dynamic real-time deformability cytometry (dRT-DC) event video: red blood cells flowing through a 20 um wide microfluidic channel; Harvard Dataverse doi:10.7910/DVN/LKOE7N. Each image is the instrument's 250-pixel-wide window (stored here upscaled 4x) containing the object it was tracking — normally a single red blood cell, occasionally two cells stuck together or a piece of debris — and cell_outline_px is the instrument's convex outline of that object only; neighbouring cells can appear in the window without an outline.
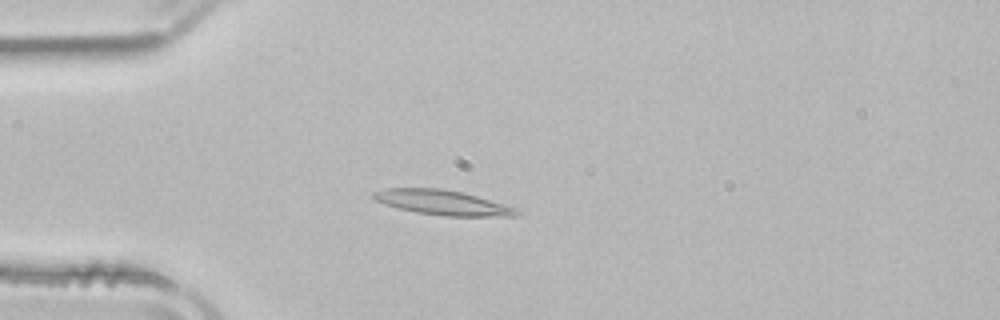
{"species": "common noctule bat (a hibernating species)", "species_latin": "Nyctalus noctula", "temperature_condition": "room temperature", "stored_images_in_passage": 48, "camera_frame_rate_fps": 3000, "um_per_image_px": 0.085, "animal": {"sex": "male", "body_mass_g": 21.5, "forearm_length_mm": 52.0}, "frame": {"image": 1, "passage_image": 10, "time_ms": 3.0, "image_size_px": [1000, 320], "cell_outline_px": [[524, 212], [520, 216], [444, 216], [416, 212], [384, 204], [376, 200], [372, 196], [372, 192], [384, 188], [440, 188], [464, 192], [516, 208]], "centroid_in_image_um": [37.65, 17.21], "position_along_channel_um": 47.3, "area_um2": 20.81}}
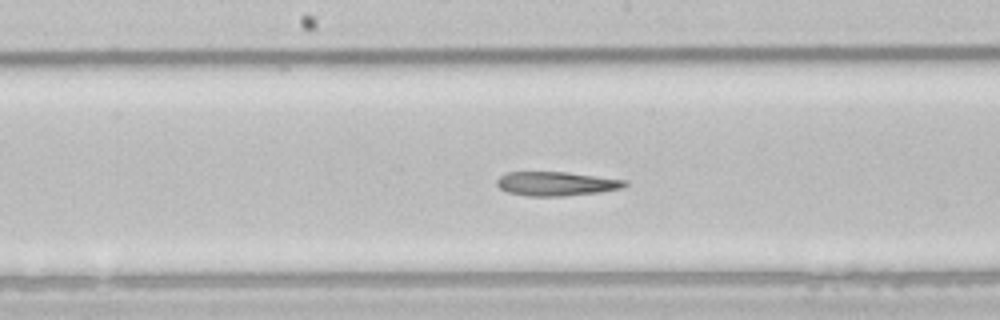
{"frame": {"image": 2, "passage_image": 23, "time_ms": 7.333, "image_size_px": [1000, 320], "cell_outline_px": [[628, 184], [620, 188], [600, 192], [564, 196], [528, 196], [508, 192], [500, 188], [496, 184], [496, 180], [500, 176], [508, 172], [564, 172], [628, 180]], "centroid_in_image_um": [47.27, 15.61], "position_along_channel_um": 200.9, "area_um2": 17.86}}
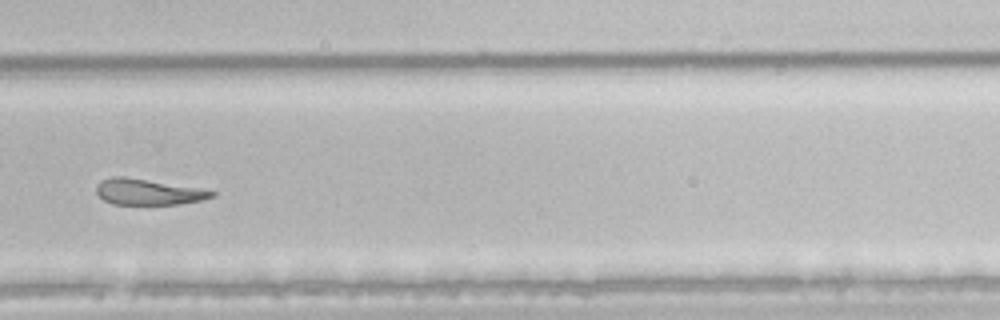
{"frame": {"image": 3, "passage_image": 32, "time_ms": 10.333, "image_size_px": [1000, 320], "cell_outline_px": [[216, 196], [200, 200], [180, 204], [112, 204], [104, 200], [96, 192], [96, 184], [100, 180], [112, 176], [124, 176], [196, 188], [216, 192]], "centroid_in_image_um": [12.53, 16.31], "position_along_channel_um": 317.3, "area_um2": 17.22}, "authors_computed_cell_mechanics": {"area_um2": 20.7791, "velocity_mm_per_s": 3.8974, "shape_relaxation_time_tau1_ms": 10.4021, "shape_relaxation_time_tau2_ms": 6.3537, "deformation_change_tau1": 0.2893, "deformation_change_tau2": 0.1652}}